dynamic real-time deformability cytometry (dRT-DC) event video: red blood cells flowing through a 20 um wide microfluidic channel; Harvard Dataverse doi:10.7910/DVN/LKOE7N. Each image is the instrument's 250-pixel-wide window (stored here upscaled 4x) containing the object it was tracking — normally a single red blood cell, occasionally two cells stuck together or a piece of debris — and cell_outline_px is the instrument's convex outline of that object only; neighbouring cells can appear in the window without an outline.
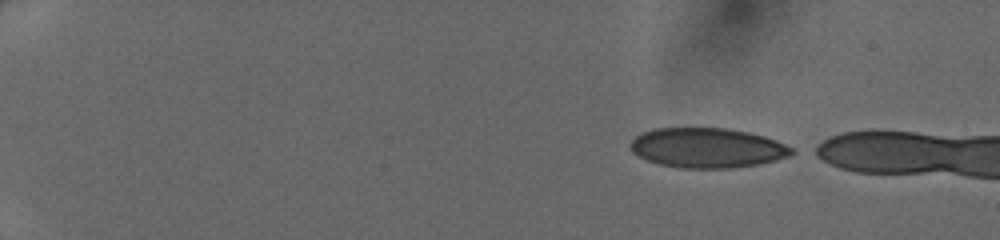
{"species": "human", "species_latin": "Homo sapiens", "temperature_condition": "cold", "stored_images_in_passage": 6, "camera_frame_rate_fps": 3000, "um_per_image_px": 0.085, "donor": {"sex": "female"}, "frame": {"image": 1, "passage_image": 1, "time_ms": 0.0, "image_size_px": [1000, 240], "cell_outline_px": [[796, 152], [788, 156], [776, 160], [760, 164], [728, 168], [680, 168], [660, 164], [648, 160], [632, 152], [628, 144], [640, 132], [652, 128], [724, 128], [748, 132], [764, 136], [776, 140], [792, 148]], "centroid_in_image_um": [60.09, 12.56], "position_along_channel_um": 24.9, "area_um2": 37.51}}